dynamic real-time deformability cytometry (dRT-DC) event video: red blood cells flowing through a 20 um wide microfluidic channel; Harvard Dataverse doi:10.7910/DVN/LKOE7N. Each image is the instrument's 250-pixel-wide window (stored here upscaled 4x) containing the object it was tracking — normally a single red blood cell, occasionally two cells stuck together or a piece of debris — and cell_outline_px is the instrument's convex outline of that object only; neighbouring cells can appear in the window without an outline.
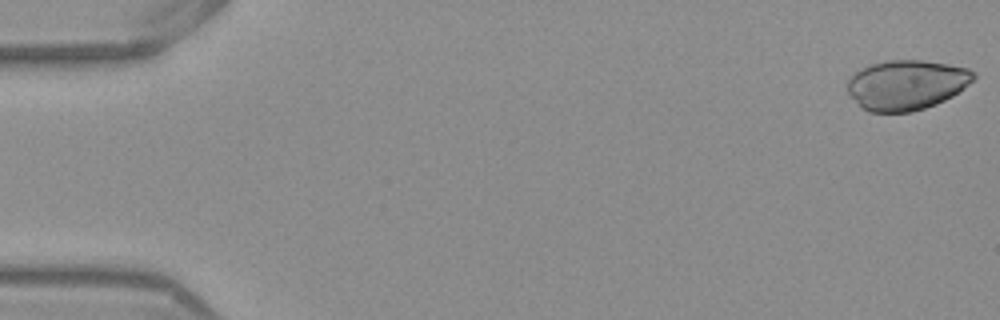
{"species": "Egyptian fruit bat (a non-hibernating species)", "species_latin": "Rousettus aegyptiacus", "temperature_condition": "warm", "stored_images_in_passage": 52, "camera_frame_rate_fps": 3000, "um_per_image_px": 0.085, "frame": {"image": 1, "passage_image": 1, "time_ms": 0.0, "image_size_px": [1000, 320], "cell_outline_px": [[976, 76], [968, 84], [952, 96], [936, 104], [912, 112], [868, 112], [860, 108], [848, 92], [848, 80], [856, 72], [872, 64], [888, 60], [924, 60], [948, 64], [968, 68], [976, 72]], "centroid_in_image_um": [77.05, 7.22], "position_along_channel_um": 7.9, "area_um2": 36.59}}